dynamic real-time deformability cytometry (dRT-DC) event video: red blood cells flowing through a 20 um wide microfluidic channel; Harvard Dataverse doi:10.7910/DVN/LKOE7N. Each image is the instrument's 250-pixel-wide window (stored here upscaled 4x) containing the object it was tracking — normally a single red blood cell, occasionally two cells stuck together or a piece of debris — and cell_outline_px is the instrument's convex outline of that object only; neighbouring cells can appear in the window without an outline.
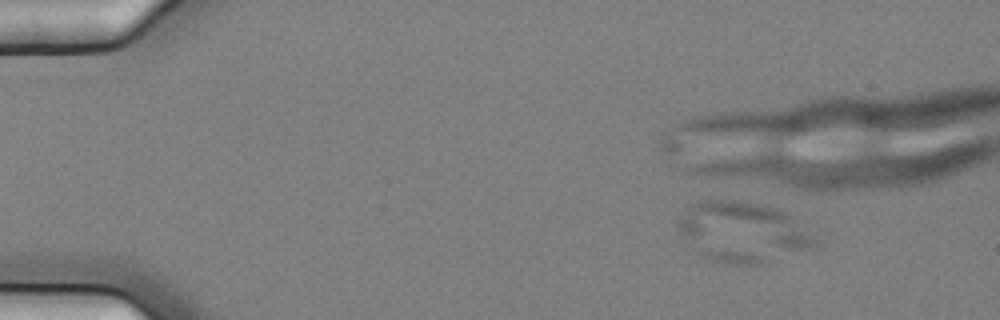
{"species": "common noctule bat (a hibernating species)", "species_latin": "Nyctalus noctula", "temperature_condition": "cold", "stored_images_in_passage": 3, "camera_frame_rate_fps": 3000, "um_per_image_px": 0.085, "animal": {"sex": "female", "body_mass_g": 25.1}, "frame": {"image": 1, "passage_image": 3, "time_ms": 0.667, "image_size_px": [1000, 320], "cell_outline_px": [[816, 244], [812, 248], [768, 264], [728, 264], [708, 260], [692, 248], [684, 240], [676, 228], [676, 220], [684, 208], [688, 204], [696, 200], [740, 200], [760, 204], [776, 208], [788, 212], [816, 240]], "centroid_in_image_um": [63.05, 19.72], "position_along_channel_um": 21.9, "area_um2": 49.13}}